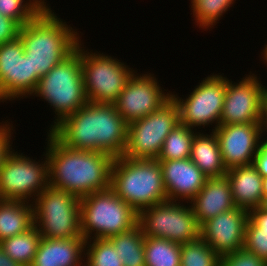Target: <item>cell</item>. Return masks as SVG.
<instances>
[{"label":"cell","instance_id":"6da1fadb","mask_svg":"<svg viewBox=\"0 0 267 266\" xmlns=\"http://www.w3.org/2000/svg\"><path fill=\"white\" fill-rule=\"evenodd\" d=\"M127 126L114 104L88 102L49 132L69 148L105 152L118 158L125 153Z\"/></svg>","mask_w":267,"mask_h":266},{"label":"cell","instance_id":"7a4b0ae2","mask_svg":"<svg viewBox=\"0 0 267 266\" xmlns=\"http://www.w3.org/2000/svg\"><path fill=\"white\" fill-rule=\"evenodd\" d=\"M49 185L79 198L110 187L114 158L105 152L76 150L47 132Z\"/></svg>","mask_w":267,"mask_h":266},{"label":"cell","instance_id":"3957f363","mask_svg":"<svg viewBox=\"0 0 267 266\" xmlns=\"http://www.w3.org/2000/svg\"><path fill=\"white\" fill-rule=\"evenodd\" d=\"M55 14L47 6L19 31L24 54L32 65V73L39 78L67 58L81 40L79 33Z\"/></svg>","mask_w":267,"mask_h":266},{"label":"cell","instance_id":"277c9868","mask_svg":"<svg viewBox=\"0 0 267 266\" xmlns=\"http://www.w3.org/2000/svg\"><path fill=\"white\" fill-rule=\"evenodd\" d=\"M110 188L137 213L167 201L158 159L114 158Z\"/></svg>","mask_w":267,"mask_h":266},{"label":"cell","instance_id":"5b68a950","mask_svg":"<svg viewBox=\"0 0 267 266\" xmlns=\"http://www.w3.org/2000/svg\"><path fill=\"white\" fill-rule=\"evenodd\" d=\"M46 100L54 110L56 118L50 130L62 119L75 113L88 103L86 98L81 55L76 49L63 61L39 79L32 94Z\"/></svg>","mask_w":267,"mask_h":266},{"label":"cell","instance_id":"8992f818","mask_svg":"<svg viewBox=\"0 0 267 266\" xmlns=\"http://www.w3.org/2000/svg\"><path fill=\"white\" fill-rule=\"evenodd\" d=\"M137 224L138 213L110 187L80 198V231L85 240L109 239Z\"/></svg>","mask_w":267,"mask_h":266},{"label":"cell","instance_id":"52a82bcc","mask_svg":"<svg viewBox=\"0 0 267 266\" xmlns=\"http://www.w3.org/2000/svg\"><path fill=\"white\" fill-rule=\"evenodd\" d=\"M34 225L42 238L83 237L80 231V198L48 186L33 201Z\"/></svg>","mask_w":267,"mask_h":266},{"label":"cell","instance_id":"ba28073f","mask_svg":"<svg viewBox=\"0 0 267 266\" xmlns=\"http://www.w3.org/2000/svg\"><path fill=\"white\" fill-rule=\"evenodd\" d=\"M81 42L80 40L78 43V53L81 55L84 89L88 102L114 104L136 71L117 58L85 51Z\"/></svg>","mask_w":267,"mask_h":266},{"label":"cell","instance_id":"9c48e42d","mask_svg":"<svg viewBox=\"0 0 267 266\" xmlns=\"http://www.w3.org/2000/svg\"><path fill=\"white\" fill-rule=\"evenodd\" d=\"M179 123V108L171 97L155 112L128 124L123 156L130 159H158L166 137Z\"/></svg>","mask_w":267,"mask_h":266},{"label":"cell","instance_id":"30bf717a","mask_svg":"<svg viewBox=\"0 0 267 266\" xmlns=\"http://www.w3.org/2000/svg\"><path fill=\"white\" fill-rule=\"evenodd\" d=\"M14 151L8 153L0 166V200L33 203L49 186L47 155L44 153L45 161L40 163Z\"/></svg>","mask_w":267,"mask_h":266},{"label":"cell","instance_id":"8fae6325","mask_svg":"<svg viewBox=\"0 0 267 266\" xmlns=\"http://www.w3.org/2000/svg\"><path fill=\"white\" fill-rule=\"evenodd\" d=\"M138 224L144 236L168 239L178 244L197 240L200 225L191 205L178 201H164L141 210Z\"/></svg>","mask_w":267,"mask_h":266},{"label":"cell","instance_id":"7c38bea8","mask_svg":"<svg viewBox=\"0 0 267 266\" xmlns=\"http://www.w3.org/2000/svg\"><path fill=\"white\" fill-rule=\"evenodd\" d=\"M194 88L185 99L171 94L179 108L180 123L191 129L215 123L213 128L216 129L223 112L226 77L209 75Z\"/></svg>","mask_w":267,"mask_h":266},{"label":"cell","instance_id":"4fadbf2b","mask_svg":"<svg viewBox=\"0 0 267 266\" xmlns=\"http://www.w3.org/2000/svg\"><path fill=\"white\" fill-rule=\"evenodd\" d=\"M39 79L36 73H32V65L24 54L20 37L0 45L1 102L32 96Z\"/></svg>","mask_w":267,"mask_h":266},{"label":"cell","instance_id":"5bb4252c","mask_svg":"<svg viewBox=\"0 0 267 266\" xmlns=\"http://www.w3.org/2000/svg\"><path fill=\"white\" fill-rule=\"evenodd\" d=\"M134 74L114 103L116 110L127 124L158 110L170 98L160 87L154 74ZM163 90V91H162Z\"/></svg>","mask_w":267,"mask_h":266},{"label":"cell","instance_id":"9a60e30c","mask_svg":"<svg viewBox=\"0 0 267 266\" xmlns=\"http://www.w3.org/2000/svg\"><path fill=\"white\" fill-rule=\"evenodd\" d=\"M241 79L240 82L233 83L226 77L220 125L260 123L262 100L267 87L252 72Z\"/></svg>","mask_w":267,"mask_h":266},{"label":"cell","instance_id":"2e32d148","mask_svg":"<svg viewBox=\"0 0 267 266\" xmlns=\"http://www.w3.org/2000/svg\"><path fill=\"white\" fill-rule=\"evenodd\" d=\"M212 131L217 135L227 170L253 163L263 138L260 123L219 125Z\"/></svg>","mask_w":267,"mask_h":266},{"label":"cell","instance_id":"e0dca14e","mask_svg":"<svg viewBox=\"0 0 267 266\" xmlns=\"http://www.w3.org/2000/svg\"><path fill=\"white\" fill-rule=\"evenodd\" d=\"M249 212L235 207L200 226V237L219 256L243 249Z\"/></svg>","mask_w":267,"mask_h":266},{"label":"cell","instance_id":"ac0fdd59","mask_svg":"<svg viewBox=\"0 0 267 266\" xmlns=\"http://www.w3.org/2000/svg\"><path fill=\"white\" fill-rule=\"evenodd\" d=\"M159 162L168 201L187 200L185 202L188 204L208 178L190 158Z\"/></svg>","mask_w":267,"mask_h":266},{"label":"cell","instance_id":"d6986e66","mask_svg":"<svg viewBox=\"0 0 267 266\" xmlns=\"http://www.w3.org/2000/svg\"><path fill=\"white\" fill-rule=\"evenodd\" d=\"M189 204L200 226L210 218L234 209L236 206L227 176L207 178Z\"/></svg>","mask_w":267,"mask_h":266},{"label":"cell","instance_id":"ffe728a7","mask_svg":"<svg viewBox=\"0 0 267 266\" xmlns=\"http://www.w3.org/2000/svg\"><path fill=\"white\" fill-rule=\"evenodd\" d=\"M85 241L83 237L41 238L30 266H84Z\"/></svg>","mask_w":267,"mask_h":266},{"label":"cell","instance_id":"44dd1931","mask_svg":"<svg viewBox=\"0 0 267 266\" xmlns=\"http://www.w3.org/2000/svg\"><path fill=\"white\" fill-rule=\"evenodd\" d=\"M235 206L248 212L262 203L263 177L253 164L233 167L227 170Z\"/></svg>","mask_w":267,"mask_h":266},{"label":"cell","instance_id":"7402d4cb","mask_svg":"<svg viewBox=\"0 0 267 266\" xmlns=\"http://www.w3.org/2000/svg\"><path fill=\"white\" fill-rule=\"evenodd\" d=\"M190 159L208 177L226 176L225 167L220 151L217 135L197 132L191 145Z\"/></svg>","mask_w":267,"mask_h":266},{"label":"cell","instance_id":"603a6c76","mask_svg":"<svg viewBox=\"0 0 267 266\" xmlns=\"http://www.w3.org/2000/svg\"><path fill=\"white\" fill-rule=\"evenodd\" d=\"M34 225L33 204L0 200V242L24 233Z\"/></svg>","mask_w":267,"mask_h":266},{"label":"cell","instance_id":"cb8c5ba5","mask_svg":"<svg viewBox=\"0 0 267 266\" xmlns=\"http://www.w3.org/2000/svg\"><path fill=\"white\" fill-rule=\"evenodd\" d=\"M117 251L123 266H146L145 236L139 224L108 239Z\"/></svg>","mask_w":267,"mask_h":266},{"label":"cell","instance_id":"d4e9b609","mask_svg":"<svg viewBox=\"0 0 267 266\" xmlns=\"http://www.w3.org/2000/svg\"><path fill=\"white\" fill-rule=\"evenodd\" d=\"M41 238L39 230L33 225L24 233L4 239L0 242V247L15 262L30 266Z\"/></svg>","mask_w":267,"mask_h":266},{"label":"cell","instance_id":"484cf974","mask_svg":"<svg viewBox=\"0 0 267 266\" xmlns=\"http://www.w3.org/2000/svg\"><path fill=\"white\" fill-rule=\"evenodd\" d=\"M243 249L267 261V211L261 207L249 211Z\"/></svg>","mask_w":267,"mask_h":266},{"label":"cell","instance_id":"4316f807","mask_svg":"<svg viewBox=\"0 0 267 266\" xmlns=\"http://www.w3.org/2000/svg\"><path fill=\"white\" fill-rule=\"evenodd\" d=\"M146 266H181V244L164 238L145 236Z\"/></svg>","mask_w":267,"mask_h":266},{"label":"cell","instance_id":"83f0119b","mask_svg":"<svg viewBox=\"0 0 267 266\" xmlns=\"http://www.w3.org/2000/svg\"><path fill=\"white\" fill-rule=\"evenodd\" d=\"M194 130L181 123L176 125L166 137L158 160L190 158L192 141L197 133Z\"/></svg>","mask_w":267,"mask_h":266},{"label":"cell","instance_id":"f1b7e54d","mask_svg":"<svg viewBox=\"0 0 267 266\" xmlns=\"http://www.w3.org/2000/svg\"><path fill=\"white\" fill-rule=\"evenodd\" d=\"M235 0H191V10L196 25L207 29L214 27Z\"/></svg>","mask_w":267,"mask_h":266},{"label":"cell","instance_id":"f546056e","mask_svg":"<svg viewBox=\"0 0 267 266\" xmlns=\"http://www.w3.org/2000/svg\"><path fill=\"white\" fill-rule=\"evenodd\" d=\"M28 1V2H27ZM0 0V14L21 27L35 19L47 6L45 0ZM26 2V3H25Z\"/></svg>","mask_w":267,"mask_h":266},{"label":"cell","instance_id":"4dcf8cb0","mask_svg":"<svg viewBox=\"0 0 267 266\" xmlns=\"http://www.w3.org/2000/svg\"><path fill=\"white\" fill-rule=\"evenodd\" d=\"M220 256L199 237L181 244V266H219Z\"/></svg>","mask_w":267,"mask_h":266},{"label":"cell","instance_id":"1f68e13d","mask_svg":"<svg viewBox=\"0 0 267 266\" xmlns=\"http://www.w3.org/2000/svg\"><path fill=\"white\" fill-rule=\"evenodd\" d=\"M84 259H87L84 266H123L117 251L108 239L86 240Z\"/></svg>","mask_w":267,"mask_h":266},{"label":"cell","instance_id":"d6a6232c","mask_svg":"<svg viewBox=\"0 0 267 266\" xmlns=\"http://www.w3.org/2000/svg\"><path fill=\"white\" fill-rule=\"evenodd\" d=\"M219 266H267V261L254 253L241 249L220 256Z\"/></svg>","mask_w":267,"mask_h":266},{"label":"cell","instance_id":"836d02e7","mask_svg":"<svg viewBox=\"0 0 267 266\" xmlns=\"http://www.w3.org/2000/svg\"><path fill=\"white\" fill-rule=\"evenodd\" d=\"M20 28L16 21L0 14V45L19 37Z\"/></svg>","mask_w":267,"mask_h":266},{"label":"cell","instance_id":"e575fe53","mask_svg":"<svg viewBox=\"0 0 267 266\" xmlns=\"http://www.w3.org/2000/svg\"><path fill=\"white\" fill-rule=\"evenodd\" d=\"M4 123L5 124H0V166L2 165L4 159L12 149V142L10 140L12 139L11 137L13 135V133H11V130H13V125L10 124V122Z\"/></svg>","mask_w":267,"mask_h":266},{"label":"cell","instance_id":"d590c367","mask_svg":"<svg viewBox=\"0 0 267 266\" xmlns=\"http://www.w3.org/2000/svg\"><path fill=\"white\" fill-rule=\"evenodd\" d=\"M266 138L262 139L259 150L256 153L253 163H252L256 167L258 173L262 177L267 176V139Z\"/></svg>","mask_w":267,"mask_h":266},{"label":"cell","instance_id":"8d00e7d4","mask_svg":"<svg viewBox=\"0 0 267 266\" xmlns=\"http://www.w3.org/2000/svg\"><path fill=\"white\" fill-rule=\"evenodd\" d=\"M260 129L261 133L267 132V91L262 100L261 114H260Z\"/></svg>","mask_w":267,"mask_h":266},{"label":"cell","instance_id":"74e56055","mask_svg":"<svg viewBox=\"0 0 267 266\" xmlns=\"http://www.w3.org/2000/svg\"><path fill=\"white\" fill-rule=\"evenodd\" d=\"M0 266H22L21 264L12 260L0 247Z\"/></svg>","mask_w":267,"mask_h":266},{"label":"cell","instance_id":"f35d334b","mask_svg":"<svg viewBox=\"0 0 267 266\" xmlns=\"http://www.w3.org/2000/svg\"><path fill=\"white\" fill-rule=\"evenodd\" d=\"M262 190H263L262 198H267V176L263 177Z\"/></svg>","mask_w":267,"mask_h":266},{"label":"cell","instance_id":"ab89813d","mask_svg":"<svg viewBox=\"0 0 267 266\" xmlns=\"http://www.w3.org/2000/svg\"><path fill=\"white\" fill-rule=\"evenodd\" d=\"M265 49H263V52H262V58H263V61H265L264 63H267V45H265L264 47Z\"/></svg>","mask_w":267,"mask_h":266},{"label":"cell","instance_id":"60d3db41","mask_svg":"<svg viewBox=\"0 0 267 266\" xmlns=\"http://www.w3.org/2000/svg\"><path fill=\"white\" fill-rule=\"evenodd\" d=\"M260 207L267 211V198H262V203Z\"/></svg>","mask_w":267,"mask_h":266}]
</instances>
